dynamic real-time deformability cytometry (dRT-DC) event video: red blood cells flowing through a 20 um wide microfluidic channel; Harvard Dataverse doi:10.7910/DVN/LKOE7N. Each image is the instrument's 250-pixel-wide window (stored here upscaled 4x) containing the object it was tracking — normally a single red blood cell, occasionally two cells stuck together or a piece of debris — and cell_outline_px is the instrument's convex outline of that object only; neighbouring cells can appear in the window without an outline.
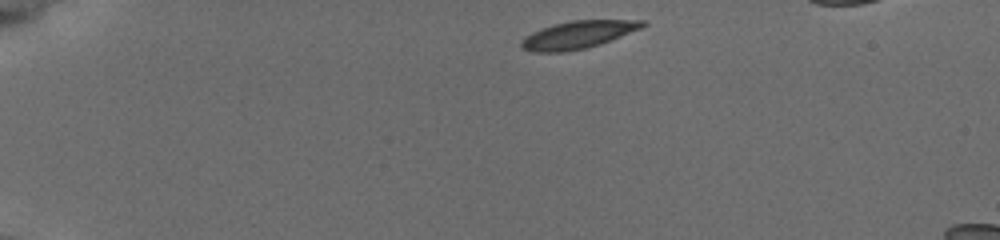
{"species": "common noctule bat (a hibernating species)", "species_latin": "Nyctalus noctula", "temperature_condition": "cold", "stored_images_in_passage": 44, "camera_frame_rate_fps": 3000, "um_per_image_px": 0.085, "animal": {"sex": "female", "body_mass_g": 19.5, "forearm_length_mm": 54.1}, "frame": {"image": 1, "passage_image": 1, "time_ms": 0.0, "image_size_px": [1000, 240], "cell_outline_px": [[648, 24], [640, 28], [600, 44], [588, 48], [564, 52], [532, 52], [520, 48], [520, 44], [532, 32], [556, 24], [572, 20], [644, 20]], "centroid_in_image_um": [49.13, 2.96], "position_along_channel_um": 35.9, "area_um2": 19.19}}
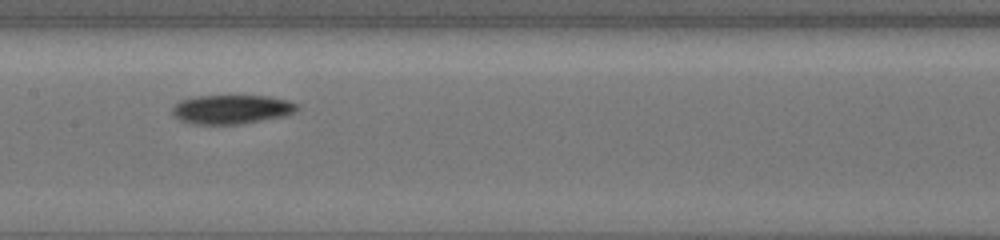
{"frame": {"image": 2, "passage_image": 19, "time_ms": 6.0, "image_size_px": [1000, 240], "cell_outline_px": [[300, 104], [296, 112], [284, 116], [240, 124], [192, 124], [180, 120], [172, 116], [172, 108], [180, 100], [192, 96], [268, 96], [288, 100]], "centroid_in_image_um": [19.68, 9.29], "position_along_channel_um": 187.7, "area_um2": 21.33}}
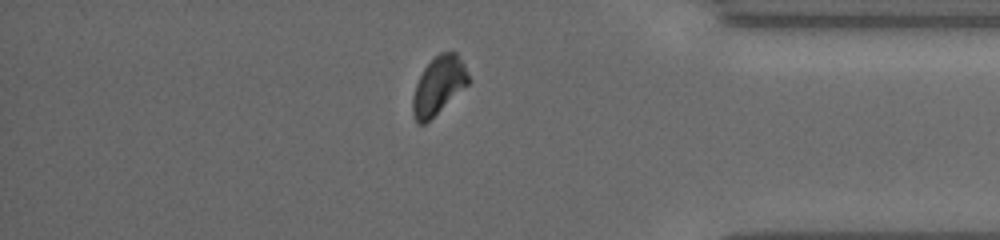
{"frame": {"image": 3, "passage_image": 37, "time_ms": 12.0, "image_size_px": [1000, 240], "cell_outline_px": [[472, 80], [468, 84], [424, 124], [416, 124], [412, 112], [412, 96], [416, 84], [424, 68], [440, 52], [456, 52], [464, 64]], "centroid_in_image_um": [37.27, 7.26], "position_along_channel_um": 397.9, "area_um2": 18.55}}